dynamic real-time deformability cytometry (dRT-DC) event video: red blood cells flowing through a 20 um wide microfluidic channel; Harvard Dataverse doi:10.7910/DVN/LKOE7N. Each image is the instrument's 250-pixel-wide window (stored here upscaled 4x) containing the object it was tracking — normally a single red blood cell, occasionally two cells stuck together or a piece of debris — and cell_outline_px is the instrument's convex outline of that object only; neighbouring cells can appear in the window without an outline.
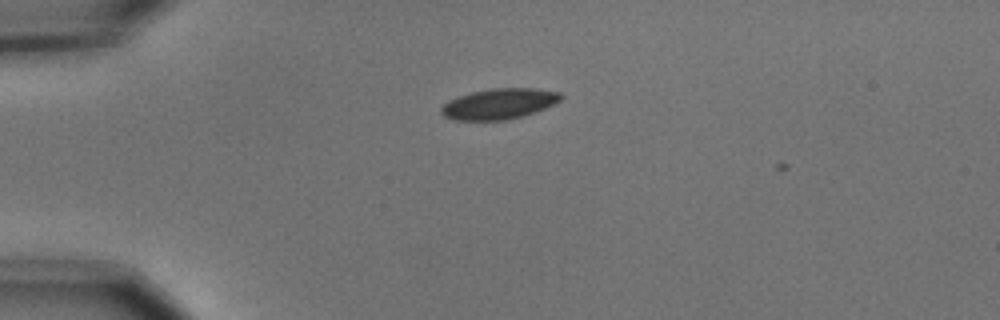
{"species": "common noctule bat (a hibernating species)", "species_latin": "Nyctalus noctula", "temperature_condition": "cold", "stored_images_in_passage": 3, "camera_frame_rate_fps": 3000, "um_per_image_px": 0.085, "animal": {"sex": "male", "body_mass_g": 15.6}, "frame": {"image": 1, "passage_image": 2, "time_ms": 0.333, "image_size_px": [1000, 320], "cell_outline_px": [[564, 96], [560, 100], [544, 108], [524, 116], [504, 120], [452, 120], [444, 116], [440, 112], [440, 108], [448, 100], [472, 92], [492, 88], [536, 88], [560, 92]], "centroid_in_image_um": [42.41, 8.82], "position_along_channel_um": 42.6, "area_um2": 21.33}}